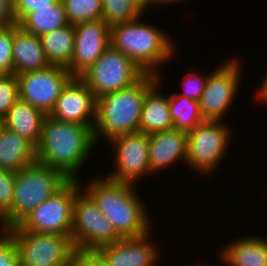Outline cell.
<instances>
[{
  "label": "cell",
  "mask_w": 267,
  "mask_h": 266,
  "mask_svg": "<svg viewBox=\"0 0 267 266\" xmlns=\"http://www.w3.org/2000/svg\"><path fill=\"white\" fill-rule=\"evenodd\" d=\"M120 239L122 237L115 231L112 223L81 188L76 193L73 206L71 241L74 248L99 249Z\"/></svg>",
  "instance_id": "obj_10"
},
{
  "label": "cell",
  "mask_w": 267,
  "mask_h": 266,
  "mask_svg": "<svg viewBox=\"0 0 267 266\" xmlns=\"http://www.w3.org/2000/svg\"><path fill=\"white\" fill-rule=\"evenodd\" d=\"M109 144L115 152V169L105 176L107 179L136 185V182L145 176H152L149 163V134L140 131L123 134L112 138Z\"/></svg>",
  "instance_id": "obj_12"
},
{
  "label": "cell",
  "mask_w": 267,
  "mask_h": 266,
  "mask_svg": "<svg viewBox=\"0 0 267 266\" xmlns=\"http://www.w3.org/2000/svg\"><path fill=\"white\" fill-rule=\"evenodd\" d=\"M102 20L112 27L143 17L146 10L136 0H101Z\"/></svg>",
  "instance_id": "obj_26"
},
{
  "label": "cell",
  "mask_w": 267,
  "mask_h": 266,
  "mask_svg": "<svg viewBox=\"0 0 267 266\" xmlns=\"http://www.w3.org/2000/svg\"><path fill=\"white\" fill-rule=\"evenodd\" d=\"M72 263L75 266H109L107 260L98 249L75 248Z\"/></svg>",
  "instance_id": "obj_33"
},
{
  "label": "cell",
  "mask_w": 267,
  "mask_h": 266,
  "mask_svg": "<svg viewBox=\"0 0 267 266\" xmlns=\"http://www.w3.org/2000/svg\"><path fill=\"white\" fill-rule=\"evenodd\" d=\"M45 116L40 109L19 98L4 117V126L36 148L40 141Z\"/></svg>",
  "instance_id": "obj_21"
},
{
  "label": "cell",
  "mask_w": 267,
  "mask_h": 266,
  "mask_svg": "<svg viewBox=\"0 0 267 266\" xmlns=\"http://www.w3.org/2000/svg\"><path fill=\"white\" fill-rule=\"evenodd\" d=\"M0 266H19L17 245L5 230H0Z\"/></svg>",
  "instance_id": "obj_32"
},
{
  "label": "cell",
  "mask_w": 267,
  "mask_h": 266,
  "mask_svg": "<svg viewBox=\"0 0 267 266\" xmlns=\"http://www.w3.org/2000/svg\"><path fill=\"white\" fill-rule=\"evenodd\" d=\"M14 24L0 27V75L13 74Z\"/></svg>",
  "instance_id": "obj_29"
},
{
  "label": "cell",
  "mask_w": 267,
  "mask_h": 266,
  "mask_svg": "<svg viewBox=\"0 0 267 266\" xmlns=\"http://www.w3.org/2000/svg\"><path fill=\"white\" fill-rule=\"evenodd\" d=\"M151 234L150 231L141 237L122 238L98 250L109 266H158V260H162L161 248L152 242Z\"/></svg>",
  "instance_id": "obj_16"
},
{
  "label": "cell",
  "mask_w": 267,
  "mask_h": 266,
  "mask_svg": "<svg viewBox=\"0 0 267 266\" xmlns=\"http://www.w3.org/2000/svg\"><path fill=\"white\" fill-rule=\"evenodd\" d=\"M259 94L257 95V99L261 102V104L265 105L267 104V73L262 81V84L259 88Z\"/></svg>",
  "instance_id": "obj_36"
},
{
  "label": "cell",
  "mask_w": 267,
  "mask_h": 266,
  "mask_svg": "<svg viewBox=\"0 0 267 266\" xmlns=\"http://www.w3.org/2000/svg\"><path fill=\"white\" fill-rule=\"evenodd\" d=\"M68 180L61 171L38 162L15 172L11 210L0 220V230L16 226Z\"/></svg>",
  "instance_id": "obj_5"
},
{
  "label": "cell",
  "mask_w": 267,
  "mask_h": 266,
  "mask_svg": "<svg viewBox=\"0 0 267 266\" xmlns=\"http://www.w3.org/2000/svg\"><path fill=\"white\" fill-rule=\"evenodd\" d=\"M181 2H185V0H153V6L155 5V6L161 7L162 5H165V4L167 6V4H173V3L179 4Z\"/></svg>",
  "instance_id": "obj_37"
},
{
  "label": "cell",
  "mask_w": 267,
  "mask_h": 266,
  "mask_svg": "<svg viewBox=\"0 0 267 266\" xmlns=\"http://www.w3.org/2000/svg\"><path fill=\"white\" fill-rule=\"evenodd\" d=\"M144 74L128 56L110 45L80 78L97 98L132 86Z\"/></svg>",
  "instance_id": "obj_8"
},
{
  "label": "cell",
  "mask_w": 267,
  "mask_h": 266,
  "mask_svg": "<svg viewBox=\"0 0 267 266\" xmlns=\"http://www.w3.org/2000/svg\"><path fill=\"white\" fill-rule=\"evenodd\" d=\"M96 97L80 77H72L64 86L49 116L93 128Z\"/></svg>",
  "instance_id": "obj_15"
},
{
  "label": "cell",
  "mask_w": 267,
  "mask_h": 266,
  "mask_svg": "<svg viewBox=\"0 0 267 266\" xmlns=\"http://www.w3.org/2000/svg\"><path fill=\"white\" fill-rule=\"evenodd\" d=\"M50 65L67 68L74 51V25L68 24L39 37Z\"/></svg>",
  "instance_id": "obj_24"
},
{
  "label": "cell",
  "mask_w": 267,
  "mask_h": 266,
  "mask_svg": "<svg viewBox=\"0 0 267 266\" xmlns=\"http://www.w3.org/2000/svg\"><path fill=\"white\" fill-rule=\"evenodd\" d=\"M16 76L19 98L40 109L45 115L53 110L64 86L73 77L66 68L55 65Z\"/></svg>",
  "instance_id": "obj_13"
},
{
  "label": "cell",
  "mask_w": 267,
  "mask_h": 266,
  "mask_svg": "<svg viewBox=\"0 0 267 266\" xmlns=\"http://www.w3.org/2000/svg\"><path fill=\"white\" fill-rule=\"evenodd\" d=\"M244 235L218 251L224 266H267V238Z\"/></svg>",
  "instance_id": "obj_19"
},
{
  "label": "cell",
  "mask_w": 267,
  "mask_h": 266,
  "mask_svg": "<svg viewBox=\"0 0 267 266\" xmlns=\"http://www.w3.org/2000/svg\"><path fill=\"white\" fill-rule=\"evenodd\" d=\"M3 127H4V118H2L0 116V132H1V130H2Z\"/></svg>",
  "instance_id": "obj_39"
},
{
  "label": "cell",
  "mask_w": 267,
  "mask_h": 266,
  "mask_svg": "<svg viewBox=\"0 0 267 266\" xmlns=\"http://www.w3.org/2000/svg\"><path fill=\"white\" fill-rule=\"evenodd\" d=\"M19 99L18 79L15 74L0 75V116L4 118L8 110Z\"/></svg>",
  "instance_id": "obj_28"
},
{
  "label": "cell",
  "mask_w": 267,
  "mask_h": 266,
  "mask_svg": "<svg viewBox=\"0 0 267 266\" xmlns=\"http://www.w3.org/2000/svg\"><path fill=\"white\" fill-rule=\"evenodd\" d=\"M137 3L143 7L146 11H148L149 7L153 6V0H136ZM148 8V9H147Z\"/></svg>",
  "instance_id": "obj_38"
},
{
  "label": "cell",
  "mask_w": 267,
  "mask_h": 266,
  "mask_svg": "<svg viewBox=\"0 0 267 266\" xmlns=\"http://www.w3.org/2000/svg\"><path fill=\"white\" fill-rule=\"evenodd\" d=\"M13 16L15 23H19L28 13L36 11L37 8L51 7L57 0H12Z\"/></svg>",
  "instance_id": "obj_34"
},
{
  "label": "cell",
  "mask_w": 267,
  "mask_h": 266,
  "mask_svg": "<svg viewBox=\"0 0 267 266\" xmlns=\"http://www.w3.org/2000/svg\"><path fill=\"white\" fill-rule=\"evenodd\" d=\"M186 158V132L173 128L149 134V163L152 174L170 168L178 161H183L186 165Z\"/></svg>",
  "instance_id": "obj_17"
},
{
  "label": "cell",
  "mask_w": 267,
  "mask_h": 266,
  "mask_svg": "<svg viewBox=\"0 0 267 266\" xmlns=\"http://www.w3.org/2000/svg\"><path fill=\"white\" fill-rule=\"evenodd\" d=\"M15 241L19 266H69L74 246L63 234L5 230Z\"/></svg>",
  "instance_id": "obj_9"
},
{
  "label": "cell",
  "mask_w": 267,
  "mask_h": 266,
  "mask_svg": "<svg viewBox=\"0 0 267 266\" xmlns=\"http://www.w3.org/2000/svg\"><path fill=\"white\" fill-rule=\"evenodd\" d=\"M99 177L91 181L89 179L87 186L81 182L80 185L85 186L81 187L82 190L93 199L115 231L122 238L141 237L150 233L153 228L151 216L146 202L137 193L136 185Z\"/></svg>",
  "instance_id": "obj_2"
},
{
  "label": "cell",
  "mask_w": 267,
  "mask_h": 266,
  "mask_svg": "<svg viewBox=\"0 0 267 266\" xmlns=\"http://www.w3.org/2000/svg\"><path fill=\"white\" fill-rule=\"evenodd\" d=\"M35 162V147L4 126L0 132V167L18 172Z\"/></svg>",
  "instance_id": "obj_22"
},
{
  "label": "cell",
  "mask_w": 267,
  "mask_h": 266,
  "mask_svg": "<svg viewBox=\"0 0 267 266\" xmlns=\"http://www.w3.org/2000/svg\"><path fill=\"white\" fill-rule=\"evenodd\" d=\"M161 75L157 82L146 92L142 106L139 131L146 134L166 131L174 128L170 115L169 96L159 90ZM161 92V93H160Z\"/></svg>",
  "instance_id": "obj_20"
},
{
  "label": "cell",
  "mask_w": 267,
  "mask_h": 266,
  "mask_svg": "<svg viewBox=\"0 0 267 266\" xmlns=\"http://www.w3.org/2000/svg\"><path fill=\"white\" fill-rule=\"evenodd\" d=\"M157 80V75L144 74L132 86L96 98L93 126L96 145L101 138L109 142L116 136L139 131L146 92Z\"/></svg>",
  "instance_id": "obj_4"
},
{
  "label": "cell",
  "mask_w": 267,
  "mask_h": 266,
  "mask_svg": "<svg viewBox=\"0 0 267 266\" xmlns=\"http://www.w3.org/2000/svg\"><path fill=\"white\" fill-rule=\"evenodd\" d=\"M69 24L102 19L101 0H62Z\"/></svg>",
  "instance_id": "obj_27"
},
{
  "label": "cell",
  "mask_w": 267,
  "mask_h": 266,
  "mask_svg": "<svg viewBox=\"0 0 267 266\" xmlns=\"http://www.w3.org/2000/svg\"><path fill=\"white\" fill-rule=\"evenodd\" d=\"M13 74L42 70L50 66L38 36L22 30L14 23Z\"/></svg>",
  "instance_id": "obj_18"
},
{
  "label": "cell",
  "mask_w": 267,
  "mask_h": 266,
  "mask_svg": "<svg viewBox=\"0 0 267 266\" xmlns=\"http://www.w3.org/2000/svg\"><path fill=\"white\" fill-rule=\"evenodd\" d=\"M202 74H197V72H188L184 76V80L182 81L183 92H179L176 94L188 97L189 99L199 101L201 95L204 91V87L208 78L207 76H201Z\"/></svg>",
  "instance_id": "obj_31"
},
{
  "label": "cell",
  "mask_w": 267,
  "mask_h": 266,
  "mask_svg": "<svg viewBox=\"0 0 267 266\" xmlns=\"http://www.w3.org/2000/svg\"><path fill=\"white\" fill-rule=\"evenodd\" d=\"M168 96L170 115L175 129L187 133L204 121L200 112L199 101L176 94V92L171 95L168 94Z\"/></svg>",
  "instance_id": "obj_25"
},
{
  "label": "cell",
  "mask_w": 267,
  "mask_h": 266,
  "mask_svg": "<svg viewBox=\"0 0 267 266\" xmlns=\"http://www.w3.org/2000/svg\"><path fill=\"white\" fill-rule=\"evenodd\" d=\"M239 59L231 58L209 72L204 91L199 100L204 121H222L235 100L242 77Z\"/></svg>",
  "instance_id": "obj_11"
},
{
  "label": "cell",
  "mask_w": 267,
  "mask_h": 266,
  "mask_svg": "<svg viewBox=\"0 0 267 266\" xmlns=\"http://www.w3.org/2000/svg\"><path fill=\"white\" fill-rule=\"evenodd\" d=\"M68 24L62 0H57L51 7L37 8L36 11L28 13L18 26L25 32L40 37Z\"/></svg>",
  "instance_id": "obj_23"
},
{
  "label": "cell",
  "mask_w": 267,
  "mask_h": 266,
  "mask_svg": "<svg viewBox=\"0 0 267 266\" xmlns=\"http://www.w3.org/2000/svg\"><path fill=\"white\" fill-rule=\"evenodd\" d=\"M230 131L226 122L203 121L187 132L186 166L202 175L218 169L229 149Z\"/></svg>",
  "instance_id": "obj_7"
},
{
  "label": "cell",
  "mask_w": 267,
  "mask_h": 266,
  "mask_svg": "<svg viewBox=\"0 0 267 266\" xmlns=\"http://www.w3.org/2000/svg\"><path fill=\"white\" fill-rule=\"evenodd\" d=\"M95 146L93 128L46 115L35 148L36 162L61 171L68 179L80 180L79 171Z\"/></svg>",
  "instance_id": "obj_1"
},
{
  "label": "cell",
  "mask_w": 267,
  "mask_h": 266,
  "mask_svg": "<svg viewBox=\"0 0 267 266\" xmlns=\"http://www.w3.org/2000/svg\"><path fill=\"white\" fill-rule=\"evenodd\" d=\"M14 23L13 1L0 0V27H6Z\"/></svg>",
  "instance_id": "obj_35"
},
{
  "label": "cell",
  "mask_w": 267,
  "mask_h": 266,
  "mask_svg": "<svg viewBox=\"0 0 267 266\" xmlns=\"http://www.w3.org/2000/svg\"><path fill=\"white\" fill-rule=\"evenodd\" d=\"M83 179H69L57 192L34 208L11 231L63 234L71 238L73 206Z\"/></svg>",
  "instance_id": "obj_6"
},
{
  "label": "cell",
  "mask_w": 267,
  "mask_h": 266,
  "mask_svg": "<svg viewBox=\"0 0 267 266\" xmlns=\"http://www.w3.org/2000/svg\"><path fill=\"white\" fill-rule=\"evenodd\" d=\"M15 172L0 167V220L11 210Z\"/></svg>",
  "instance_id": "obj_30"
},
{
  "label": "cell",
  "mask_w": 267,
  "mask_h": 266,
  "mask_svg": "<svg viewBox=\"0 0 267 266\" xmlns=\"http://www.w3.org/2000/svg\"><path fill=\"white\" fill-rule=\"evenodd\" d=\"M110 45L128 56L145 74L157 76L161 74L160 65L172 60L177 52L169 34L154 23L142 22L141 16L110 27Z\"/></svg>",
  "instance_id": "obj_3"
},
{
  "label": "cell",
  "mask_w": 267,
  "mask_h": 266,
  "mask_svg": "<svg viewBox=\"0 0 267 266\" xmlns=\"http://www.w3.org/2000/svg\"><path fill=\"white\" fill-rule=\"evenodd\" d=\"M74 51L66 68L73 77H80L110 46V27L101 19L74 25Z\"/></svg>",
  "instance_id": "obj_14"
}]
</instances>
